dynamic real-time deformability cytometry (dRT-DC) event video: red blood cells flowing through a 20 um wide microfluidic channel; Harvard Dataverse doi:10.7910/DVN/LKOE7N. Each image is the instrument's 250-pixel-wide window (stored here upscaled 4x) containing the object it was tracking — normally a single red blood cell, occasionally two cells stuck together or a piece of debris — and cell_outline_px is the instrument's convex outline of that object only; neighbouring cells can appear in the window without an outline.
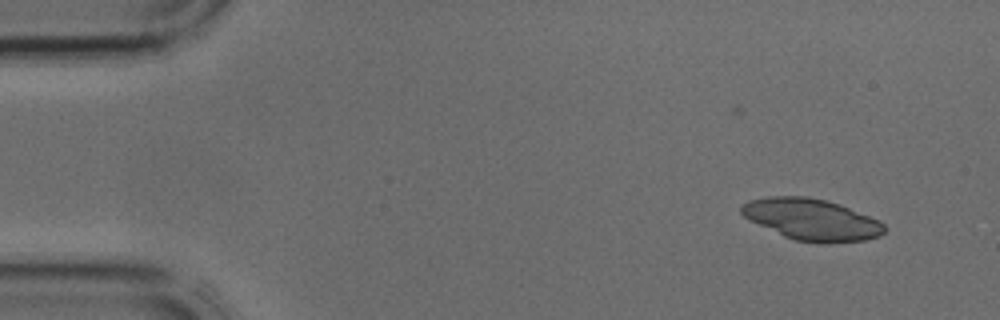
{"species": "common noctule bat (a hibernating species)", "species_latin": "Nyctalus noctula", "temperature_condition": "cold", "stored_images_in_passage": 5, "segment_of_instrument_passage": [1, 2], "camera_frame_rate_fps": 3000, "um_per_image_px": 0.085, "animal": {"sex": "male", "body_mass_g": 17.9, "forearm_length_mm": 54.2}, "frame": {"image": 1, "passage_image": 2, "time_ms": 0.333, "image_size_px": [1000, 320], "cell_outline_px": [[884, 232], [880, 236], [864, 240], [828, 244], [816, 244], [796, 240], [784, 236], [748, 220], [740, 212], [740, 208], [744, 204], [752, 200], [768, 196], [808, 196], [840, 204], [880, 220], [884, 224]], "centroid_in_image_um": [69.01, 18.67], "position_along_channel_um": 16.0, "area_um2": 34.68}}